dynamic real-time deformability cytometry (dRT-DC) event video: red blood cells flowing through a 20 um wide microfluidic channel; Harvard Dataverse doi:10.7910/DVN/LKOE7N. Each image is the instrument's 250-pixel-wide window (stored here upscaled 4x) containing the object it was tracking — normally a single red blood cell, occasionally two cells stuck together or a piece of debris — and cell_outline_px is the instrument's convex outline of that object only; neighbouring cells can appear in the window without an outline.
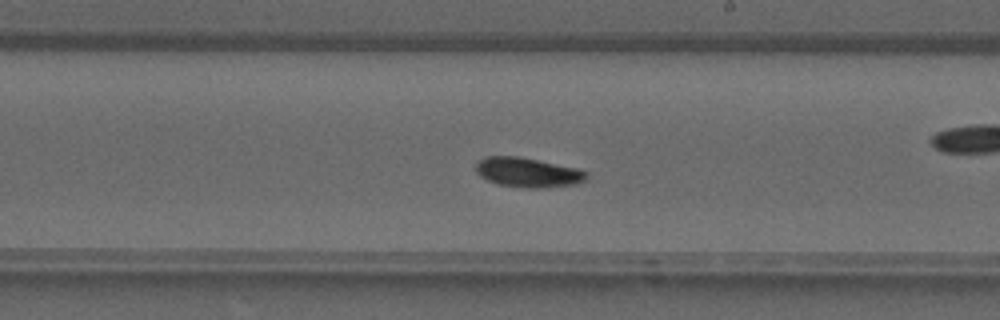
{"species": "common noctule bat (a hibernating species)", "species_latin": "Nyctalus noctula", "temperature_condition": "warm", "stored_images_in_passage": 37, "camera_frame_rate_fps": 3000, "um_per_image_px": 0.085, "animal": {"sex": "male", "forearm_length_mm": 52.5}, "frame": {"image": 1, "passage_image": 22, "time_ms": 7.0, "image_size_px": [1000, 320], "cell_outline_px": [[588, 176], [584, 180], [576, 184], [544, 188], [528, 188], [500, 184], [488, 180], [480, 176], [476, 172], [476, 164], [484, 156], [520, 156], [580, 168], [588, 172]], "centroid_in_image_um": [44.9, 14.64], "position_along_channel_um": 244.1, "area_um2": 19.25}}
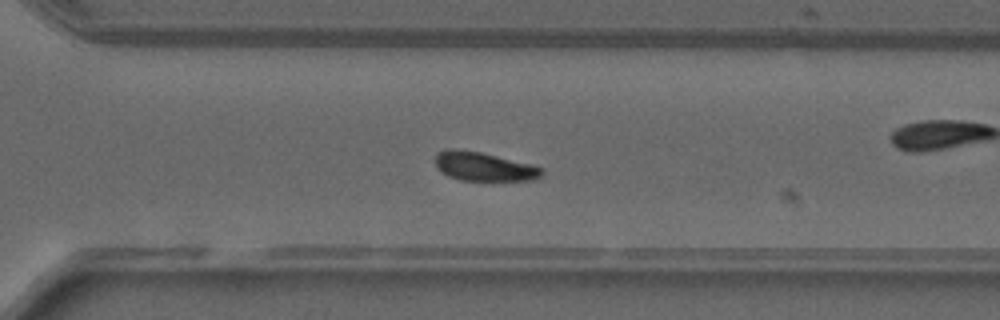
{"frame": {"image": 2, "passage_image": 27, "time_ms": 8.667, "image_size_px": [1000, 320], "cell_outline_px": [[544, 176], [536, 180], [460, 180], [448, 176], [436, 168], [436, 152], [448, 148], [452, 148], [480, 152], [536, 164], [544, 168]], "centroid_in_image_um": [41.2, 14.15], "position_along_channel_um": 329.4, "area_um2": 18.32}}